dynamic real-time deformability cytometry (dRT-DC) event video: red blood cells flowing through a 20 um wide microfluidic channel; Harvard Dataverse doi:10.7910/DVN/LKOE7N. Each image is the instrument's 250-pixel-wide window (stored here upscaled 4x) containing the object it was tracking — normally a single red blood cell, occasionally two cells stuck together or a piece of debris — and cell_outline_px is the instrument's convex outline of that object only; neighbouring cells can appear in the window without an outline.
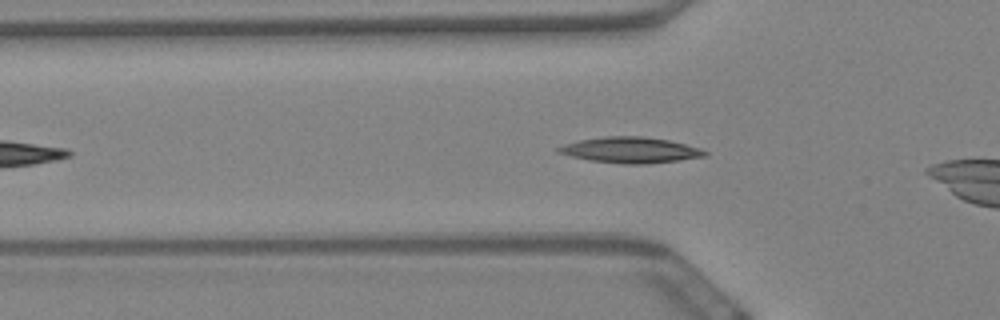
{"species": "Egyptian fruit bat (a non-hibernating species)", "species_latin": "Rousettus aegyptiacus", "temperature_condition": "warm", "stored_images_in_passage": 10, "camera_frame_rate_fps": 3000, "um_per_image_px": 0.085, "animal": {"sex": "female"}, "frame": {"image": 1, "passage_image": 7, "time_ms": 2.0, "image_size_px": [1000, 320], "cell_outline_px": [[708, 156], [680, 160], [648, 164], [624, 164], [588, 160], [556, 152], [556, 148], [564, 144], [580, 140], [604, 136], [640, 136], [668, 140], [700, 148], [708, 152]], "centroid_in_image_um": [53.59, 12.76], "position_along_channel_um": 72.2, "area_um2": 22.02}}